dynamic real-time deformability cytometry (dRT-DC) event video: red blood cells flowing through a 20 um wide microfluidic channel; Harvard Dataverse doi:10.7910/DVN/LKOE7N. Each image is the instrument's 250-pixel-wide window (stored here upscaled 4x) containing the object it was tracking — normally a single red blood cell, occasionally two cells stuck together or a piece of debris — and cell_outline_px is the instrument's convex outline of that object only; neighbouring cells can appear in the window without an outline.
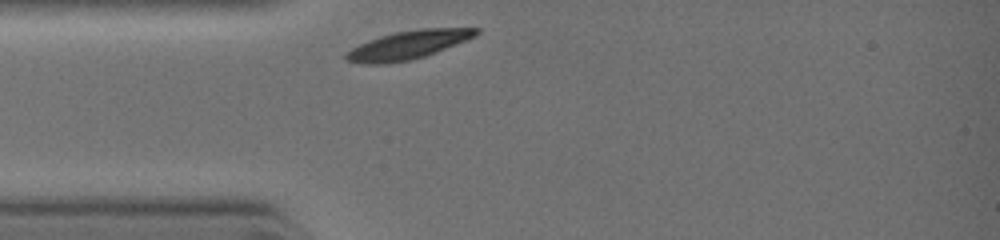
{"species": "common noctule bat (a hibernating species)", "species_latin": "Nyctalus noctula", "temperature_condition": "warm", "stored_images_in_passage": 5, "camera_frame_rate_fps": 3000, "um_per_image_px": 0.085, "animal": {"sex": "female", "body_mass_g": 19.0, "forearm_length_mm": 51.5}, "frame": {"image": 1, "passage_image": 1, "time_ms": 0.0, "image_size_px": [1000, 240], "cell_outline_px": [[480, 32], [476, 36], [424, 56], [408, 60], [384, 64], [360, 64], [344, 60], [344, 56], [352, 48], [368, 40], [380, 36], [396, 32], [420, 28], [480, 28]], "centroid_in_image_um": [34.65, 3.82], "position_along_channel_um": 50.3, "area_um2": 21.33}}
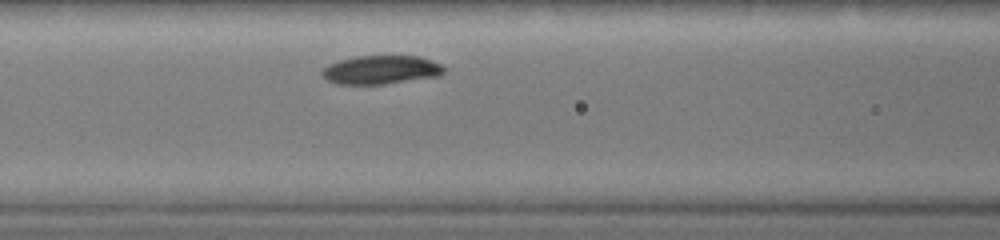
{"frame": {"image": 2, "passage_image": 5, "time_ms": 1.667, "image_size_px": [1000, 240], "cell_outline_px": [[448, 68], [440, 76], [384, 84], [340, 84], [328, 80], [320, 72], [328, 64], [340, 60], [356, 56], [420, 56], [444, 64]], "centroid_in_image_um": [32.47, 5.93], "position_along_channel_um": 134.1, "area_um2": 20.52}}